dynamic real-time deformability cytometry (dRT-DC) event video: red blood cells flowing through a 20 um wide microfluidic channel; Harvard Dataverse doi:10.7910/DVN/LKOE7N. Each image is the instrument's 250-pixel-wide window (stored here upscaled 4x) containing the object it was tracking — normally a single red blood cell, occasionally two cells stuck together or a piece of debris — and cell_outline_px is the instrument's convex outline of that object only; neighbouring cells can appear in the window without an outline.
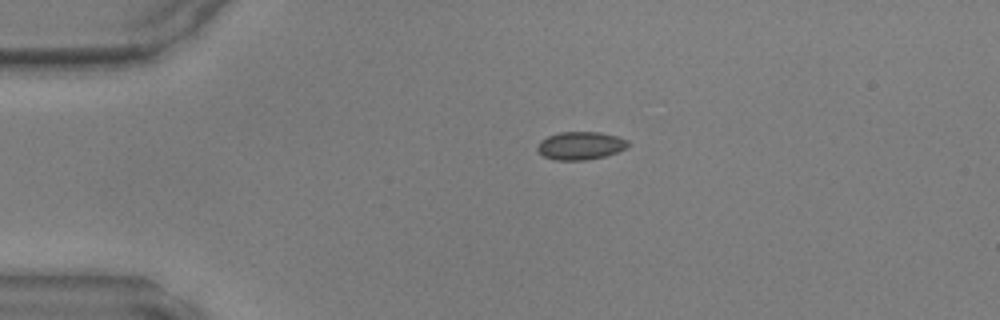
{"species": "common noctule bat (a hibernating species)", "species_latin": "Nyctalus noctula", "temperature_condition": "warm", "stored_images_in_passage": 38, "camera_frame_rate_fps": 3000, "um_per_image_px": 0.085, "animal": {"sex": "male", "body_mass_g": 17.9, "forearm_length_mm": 54.2}, "frame": {"image": 1, "passage_image": 1, "time_ms": 0.0, "image_size_px": [1000, 320], "cell_outline_px": [[628, 144], [624, 148], [616, 152], [604, 156], [584, 160], [556, 160], [544, 156], [536, 152], [536, 148], [540, 140], [548, 136], [560, 132], [600, 132], [616, 136], [628, 140]], "centroid_in_image_um": [49.28, 12.38], "position_along_channel_um": 35.7, "area_um2": 14.68}}
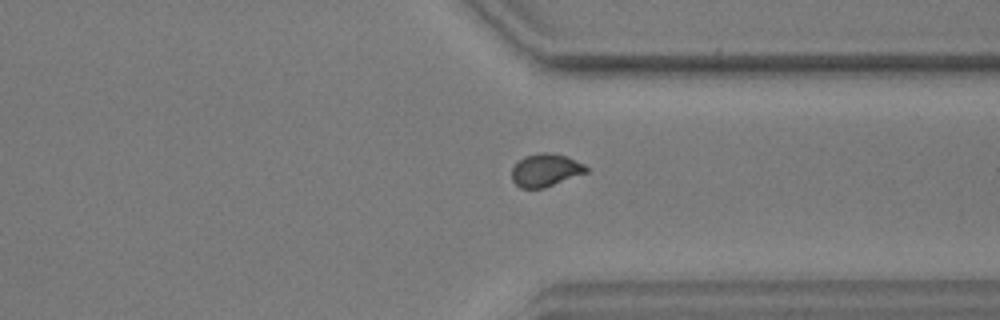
{"frame": {"image": 2, "passage_image": 27, "time_ms": 8.667, "image_size_px": [1000, 320], "cell_outline_px": [[588, 172], [544, 188], [520, 188], [512, 180], [512, 168], [524, 156], [540, 152], [548, 152], [564, 156], [584, 164], [588, 168]], "centroid_in_image_um": [46.36, 14.47], "position_along_channel_um": 365.0, "area_um2": 14.1}}
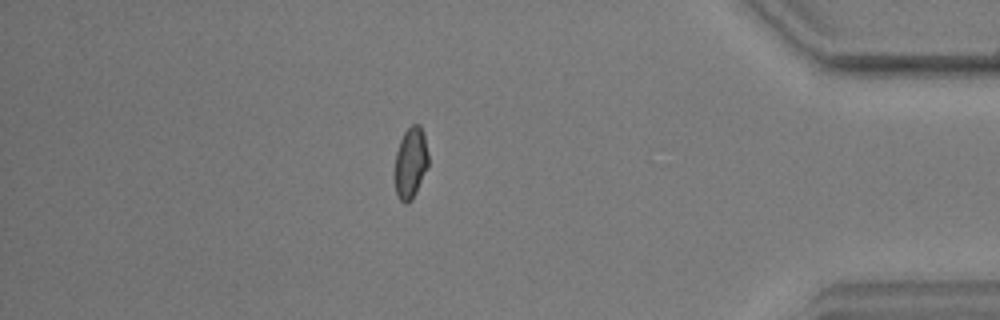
{"frame": {"image": 3, "passage_image": 32, "time_ms": 10.333, "image_size_px": [1000, 320], "cell_outline_px": [[428, 164], [416, 192], [412, 200], [408, 204], [404, 204], [400, 200], [396, 192], [396, 152], [400, 140], [404, 132], [412, 124], [420, 124], [424, 136], [428, 152]], "centroid_in_image_um": [34.91, 13.83], "position_along_channel_um": 400.3, "area_um2": 13.7}}